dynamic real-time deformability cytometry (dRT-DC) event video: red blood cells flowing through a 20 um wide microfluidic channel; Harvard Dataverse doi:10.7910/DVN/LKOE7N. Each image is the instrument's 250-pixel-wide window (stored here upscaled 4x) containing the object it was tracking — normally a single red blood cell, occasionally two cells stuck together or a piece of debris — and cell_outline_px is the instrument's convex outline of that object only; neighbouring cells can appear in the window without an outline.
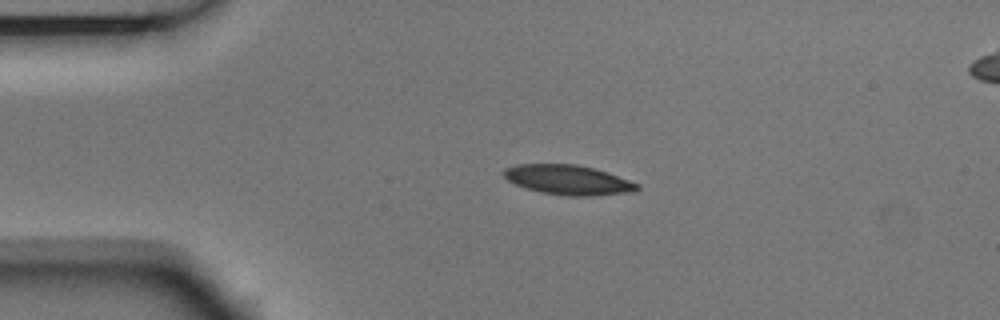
{"species": "Egyptian fruit bat (a non-hibernating species)", "species_latin": "Rousettus aegyptiacus", "temperature_condition": "room temperature", "stored_images_in_passage": 4, "camera_frame_rate_fps": 3000, "um_per_image_px": 0.085, "animal": {"sex": "male"}, "frame": {"image": 1, "passage_image": 2, "time_ms": 0.333, "image_size_px": [1000, 320], "cell_outline_px": [[640, 188], [632, 192], [592, 196], [568, 196], [540, 192], [516, 184], [508, 180], [500, 172], [504, 168], [516, 164], [576, 164], [592, 168], [640, 184]], "centroid_in_image_um": [48.25, 15.29], "position_along_channel_um": 36.7, "area_um2": 22.95}}
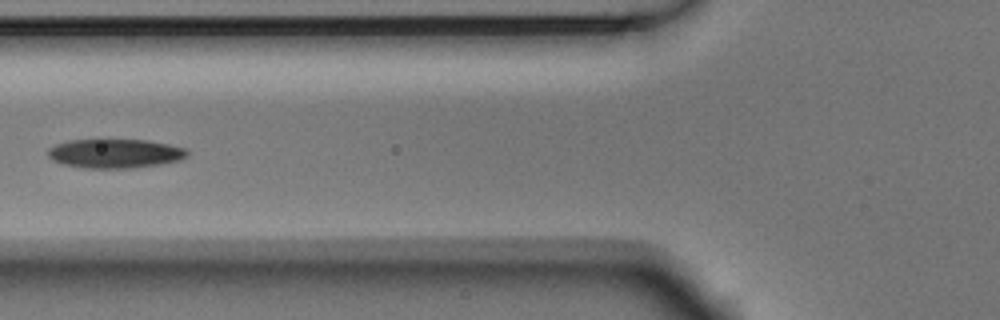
{"frame": {"image": 2, "passage_image": 4, "time_ms": 1.0, "image_size_px": [1000, 320], "cell_outline_px": [[188, 156], [180, 160], [160, 164], [128, 168], [84, 168], [60, 164], [52, 160], [48, 156], [48, 148], [56, 144], [68, 140], [100, 136], [148, 140], [188, 148]], "centroid_in_image_um": [9.73, 12.99], "position_along_channel_um": 116.1, "area_um2": 24.91}}